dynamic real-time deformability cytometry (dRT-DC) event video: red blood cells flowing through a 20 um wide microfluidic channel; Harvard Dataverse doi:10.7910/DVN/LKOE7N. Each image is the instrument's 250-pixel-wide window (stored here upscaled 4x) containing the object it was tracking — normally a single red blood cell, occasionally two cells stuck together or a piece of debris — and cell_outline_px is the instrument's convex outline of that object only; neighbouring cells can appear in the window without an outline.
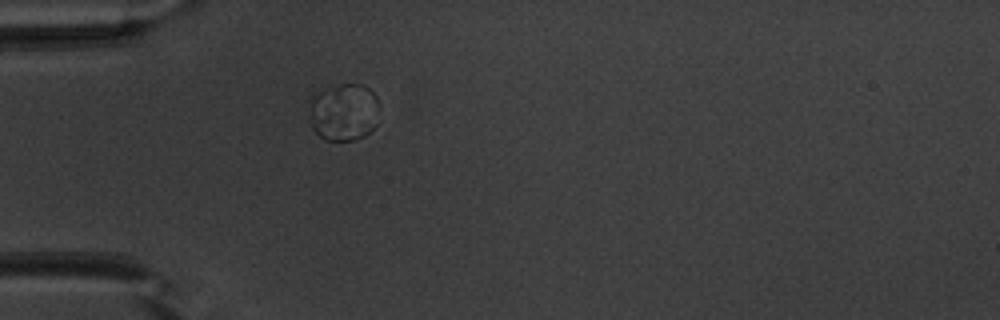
{"species": "common noctule bat (a hibernating species)", "species_latin": "Nyctalus noctula", "temperature_condition": "warm", "stored_images_in_passage": 37, "camera_frame_rate_fps": 3000, "um_per_image_px": 0.085, "animal": {"sex": "male", "body_mass_g": 20.1, "forearm_length_mm": 53.5}, "frame": {"image": 1, "passage_image": 1, "time_ms": 0.0, "image_size_px": [1000, 320], "cell_outline_px": [[380, 104], [376, 124], [364, 136], [352, 140], [324, 140], [312, 128], [308, 120], [308, 96], [316, 92], [340, 84], [360, 84], [368, 88], [376, 96]], "centroid_in_image_um": [29.17, 9.51], "position_along_channel_um": 55.8, "area_um2": 24.04}}
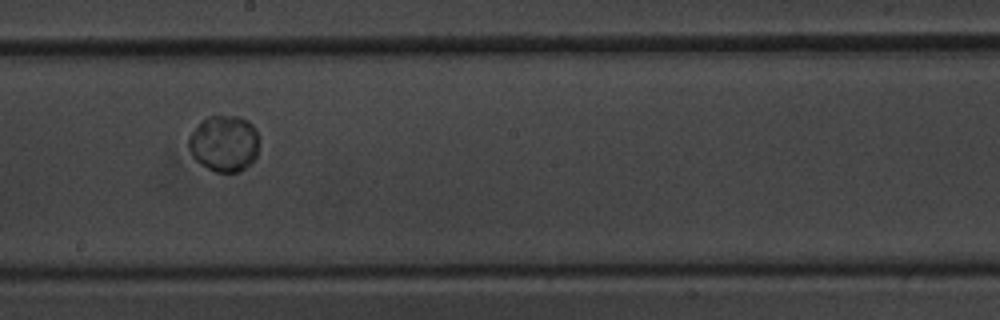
{"frame": {"image": 2, "passage_image": 15, "time_ms": 4.667, "image_size_px": [1000, 320], "cell_outline_px": [[256, 156], [240, 172], [216, 172], [200, 164], [192, 156], [188, 148], [188, 140], [192, 132], [208, 116], [236, 116], [248, 120], [256, 128]], "centroid_in_image_um": [19.03, 12.2], "position_along_channel_um": 229.2, "area_um2": 22.72}}
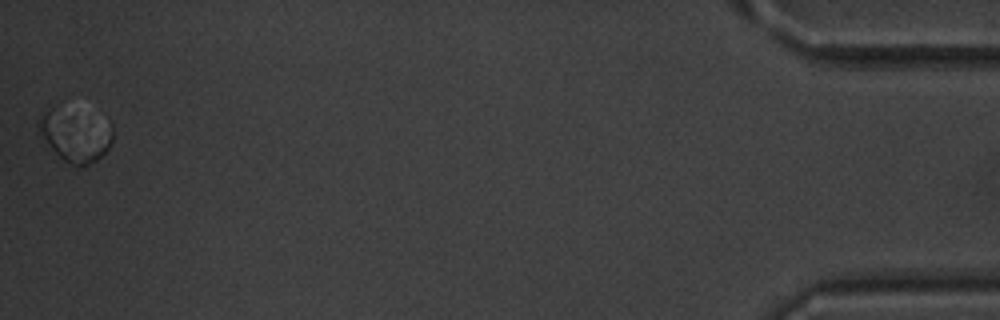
{"frame": {"image": 3, "passage_image": 37, "time_ms": 12.0, "image_size_px": [1000, 320], "cell_outline_px": [[112, 140], [108, 148], [96, 160], [80, 168], [64, 160], [52, 148], [40, 132], [36, 124], [36, 120], [52, 108], [108, 116], [112, 124]], "centroid_in_image_um": [6.48, 11.46], "position_along_channel_um": 428.7, "area_um2": 22.66}, "authors_computed_cell_mechanics": {"area_um2": 22.542, "velocity_mm_per_s": 3.8817, "shape_relaxation_time_tau1_ms": 2.3237, "shape_relaxation_time_tau2_ms": null, "deformation_change_tau1": 0.0211, "deformation_change_tau2": null}}